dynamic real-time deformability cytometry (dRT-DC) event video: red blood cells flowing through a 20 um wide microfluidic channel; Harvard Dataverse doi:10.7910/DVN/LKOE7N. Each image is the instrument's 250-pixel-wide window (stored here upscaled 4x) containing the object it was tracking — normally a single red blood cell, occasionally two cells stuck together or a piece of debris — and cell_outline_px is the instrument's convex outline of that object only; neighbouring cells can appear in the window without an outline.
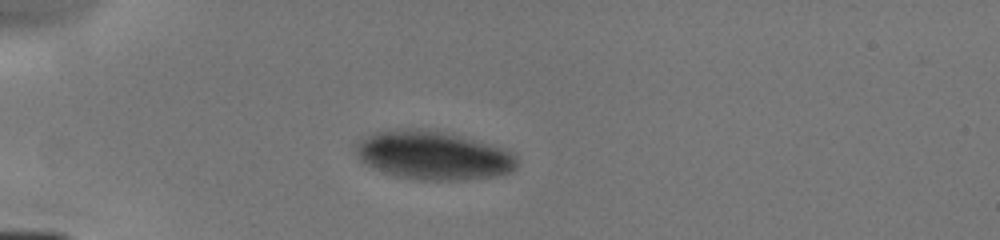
{"species": "human", "species_latin": "Homo sapiens", "temperature_condition": "cold", "stored_images_in_passage": 3, "camera_frame_rate_fps": 3000, "um_per_image_px": 0.085, "donor": {"sex": "male"}, "frame": {"image": 1, "passage_image": 3, "time_ms": 2.667, "image_size_px": [1000, 240], "cell_outline_px": [[516, 168], [512, 172], [492, 176], [464, 180], [420, 180], [396, 176], [384, 172], [360, 160], [352, 148], [360, 140], [376, 132], [400, 128], [420, 128], [460, 136], [500, 148], [516, 156]], "centroid_in_image_um": [36.77, 13.21], "position_along_channel_um": 48.2, "area_um2": 45.08}}